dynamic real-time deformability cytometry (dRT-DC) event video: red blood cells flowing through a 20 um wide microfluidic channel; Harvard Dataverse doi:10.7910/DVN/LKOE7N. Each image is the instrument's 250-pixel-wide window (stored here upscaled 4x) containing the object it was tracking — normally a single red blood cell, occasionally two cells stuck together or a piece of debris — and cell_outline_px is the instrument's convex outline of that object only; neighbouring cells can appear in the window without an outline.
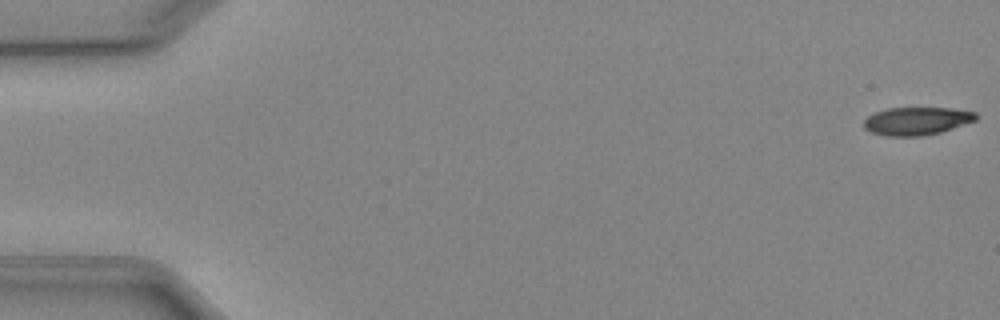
{"species": "Egyptian fruit bat (a non-hibernating species)", "species_latin": "Rousettus aegyptiacus", "temperature_condition": "cold", "stored_images_in_passage": 52, "camera_frame_rate_fps": 3000, "um_per_image_px": 0.085, "animal": {"sex": "female"}, "frame": {"image": 1, "passage_image": 1, "time_ms": 0.0, "image_size_px": [1000, 320], "cell_outline_px": [[976, 120], [940, 132], [920, 136], [888, 136], [872, 132], [864, 128], [864, 120], [868, 116], [876, 112], [888, 108], [952, 108], [976, 112]], "centroid_in_image_um": [77.91, 10.28], "position_along_channel_um": 7.1, "area_um2": 18.03}}
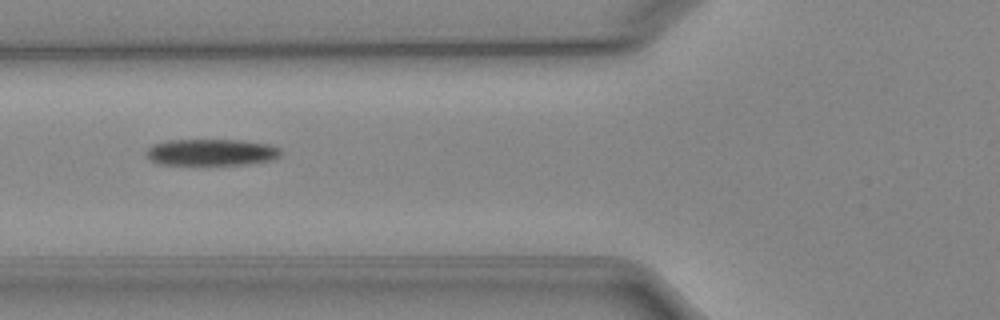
{"frame": {"image": 2, "passage_image": 20, "time_ms": 6.333, "image_size_px": [1000, 320], "cell_outline_px": [[280, 156], [272, 160], [248, 164], [160, 164], [152, 160], [144, 152], [152, 144], [168, 140], [240, 140], [268, 144], [280, 148]], "centroid_in_image_um": [17.97, 12.93], "position_along_channel_um": 107.8, "area_um2": 20.69}}
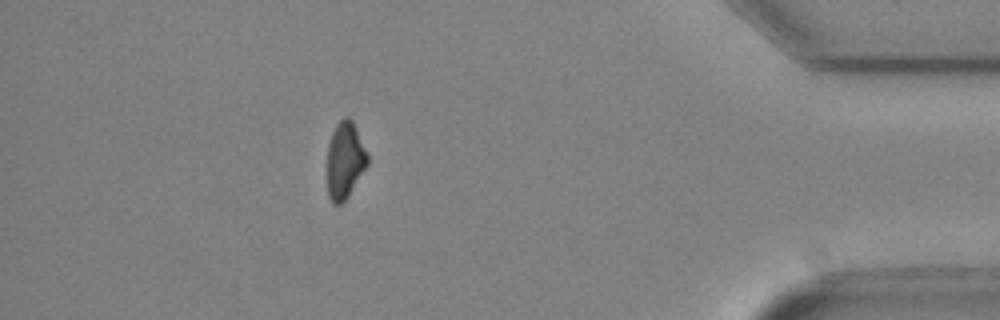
{"frame": {"image": 3, "passage_image": 46, "time_ms": 15.0, "image_size_px": [1000, 320], "cell_outline_px": [[368, 164], [348, 196], [340, 204], [332, 204], [328, 196], [328, 144], [332, 132], [336, 124], [344, 116], [348, 116], [352, 120], [368, 152]], "centroid_in_image_um": [29.33, 13.6], "position_along_channel_um": 405.9, "area_um2": 18.03}, "authors_computed_cell_mechanics": {"area_um2": 20.0855, "velocity_mm_per_s": 3.9654, "shape_relaxation_time_tau1_ms": 3.9199, "shape_relaxation_time_tau2_ms": null, "deformation_change_tau1": 0.1195, "deformation_change_tau2": null}}